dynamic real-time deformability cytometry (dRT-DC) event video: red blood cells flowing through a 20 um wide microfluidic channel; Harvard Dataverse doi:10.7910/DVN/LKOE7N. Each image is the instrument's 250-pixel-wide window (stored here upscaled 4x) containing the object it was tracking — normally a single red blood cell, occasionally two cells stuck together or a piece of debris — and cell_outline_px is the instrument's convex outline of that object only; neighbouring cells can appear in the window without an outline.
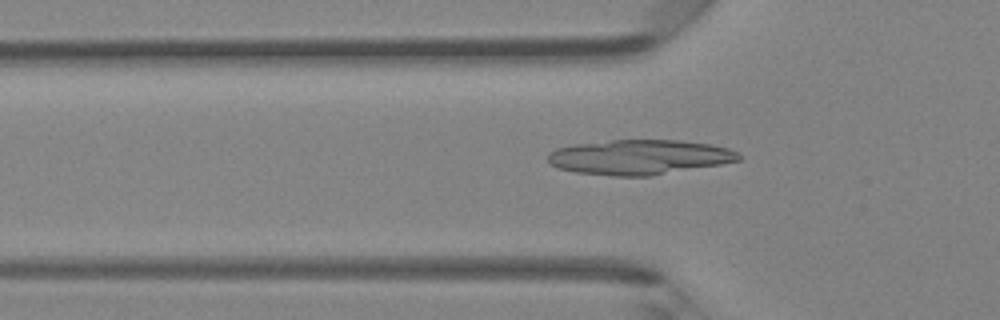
{"species": "Egyptian fruit bat (a non-hibernating species)", "species_latin": "Rousettus aegyptiacus", "temperature_condition": "room temperature", "stored_images_in_passage": 46, "camera_frame_rate_fps": 3000, "um_per_image_px": 0.085, "animal": {"sex": "female"}, "frame": {"image": 1, "passage_image": 15, "time_ms": 4.667, "image_size_px": [1000, 320], "cell_outline_px": [[740, 160], [720, 164], [652, 176], [612, 176], [576, 172], [560, 168], [552, 164], [548, 160], [548, 152], [556, 148], [572, 144], [612, 140], [680, 140], [712, 144], [728, 148], [736, 152], [740, 156]], "centroid_in_image_um": [54.33, 13.35], "position_along_channel_um": 71.5, "area_um2": 38.78}}
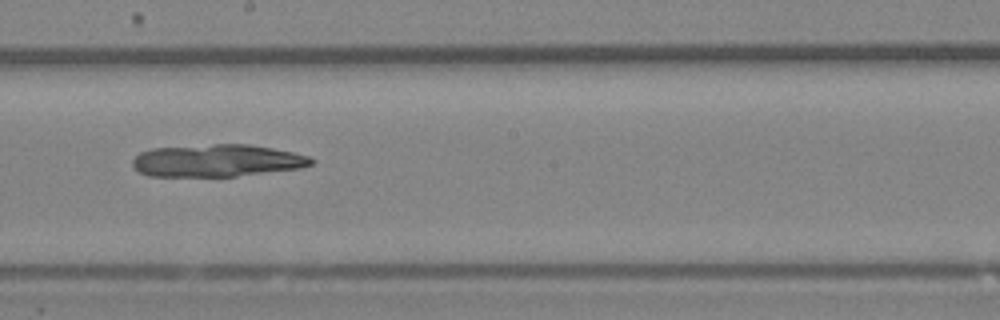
{"frame": {"image": 2, "passage_image": 26, "time_ms": 8.333, "image_size_px": [1000, 320], "cell_outline_px": [[316, 160], [312, 164], [300, 168], [236, 176], [148, 176], [140, 172], [132, 164], [132, 160], [140, 152], [152, 148], [212, 144], [248, 144], [272, 148], [312, 156]], "centroid_in_image_um": [18.47, 13.64], "position_along_channel_um": 229.7, "area_um2": 33.7}}
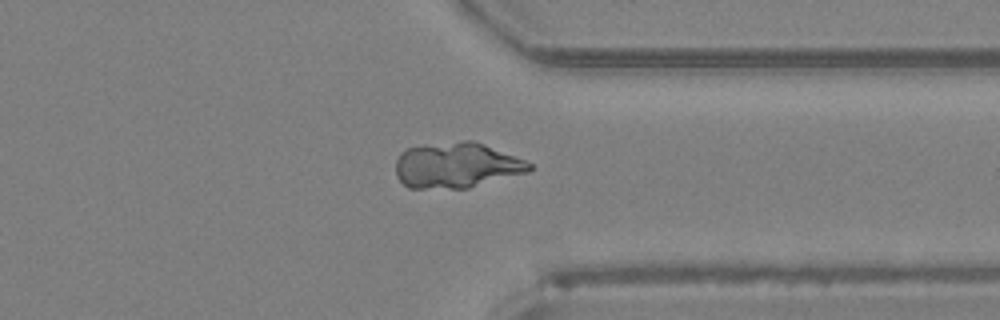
{"frame": {"image": 3, "passage_image": 36, "time_ms": 11.667, "image_size_px": [1000, 320], "cell_outline_px": [[532, 168], [528, 172], [468, 188], [408, 188], [396, 176], [396, 160], [400, 152], [408, 148], [424, 144], [460, 140], [472, 140], [484, 144], [524, 160], [532, 164]], "centroid_in_image_um": [38.77, 14.04], "position_along_channel_um": 372.6, "area_um2": 35.49}}